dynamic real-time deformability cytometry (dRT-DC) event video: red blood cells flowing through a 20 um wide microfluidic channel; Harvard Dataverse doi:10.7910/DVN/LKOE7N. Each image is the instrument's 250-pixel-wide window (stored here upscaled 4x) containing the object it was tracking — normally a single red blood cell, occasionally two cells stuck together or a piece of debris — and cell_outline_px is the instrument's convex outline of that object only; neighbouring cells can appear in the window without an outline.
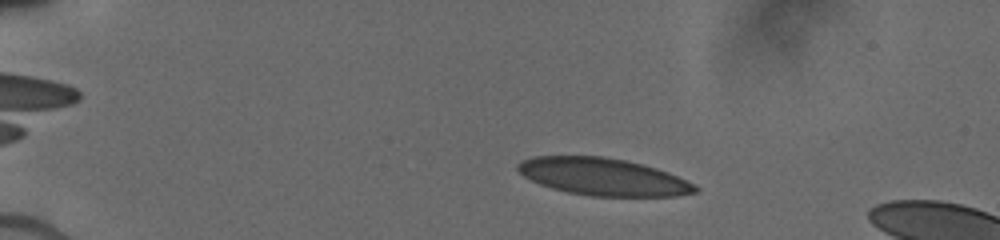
{"species": "human", "species_latin": "Homo sapiens", "temperature_condition": "cold", "stored_images_in_passage": 7, "camera_frame_rate_fps": 3000, "um_per_image_px": 0.085, "donor": {"sex": "male"}, "frame": {"image": 1, "passage_image": 3, "time_ms": 1.667, "image_size_px": [1000, 240], "cell_outline_px": [[700, 188], [696, 192], [676, 196], [592, 196], [568, 192], [552, 188], [540, 184], [524, 176], [516, 168], [516, 164], [520, 160], [532, 156], [604, 156], [644, 164], [668, 172]], "centroid_in_image_um": [51.22, 15.01], "position_along_channel_um": 33.8, "area_um2": 38.44}}
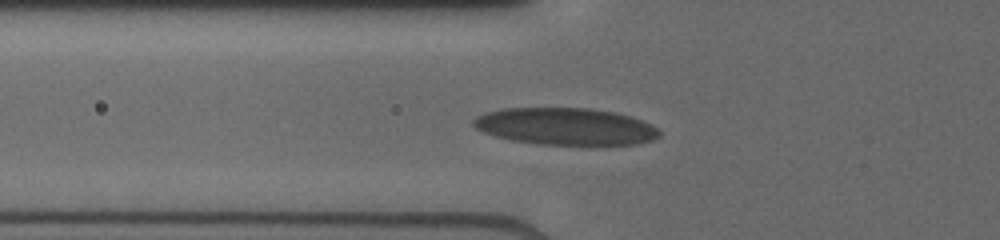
{"frame": {"image": 2, "passage_image": 7, "time_ms": 4.667, "image_size_px": [1000, 240], "cell_outline_px": [[660, 136], [652, 140], [636, 144], [588, 148], [536, 144], [512, 140], [496, 136], [484, 132], [476, 128], [472, 124], [472, 120], [476, 116], [484, 112], [500, 108], [592, 108], [616, 112], [640, 120], [656, 128], [660, 132]], "centroid_in_image_um": [48.07, 10.79], "position_along_channel_um": 77.7, "area_um2": 41.44}}